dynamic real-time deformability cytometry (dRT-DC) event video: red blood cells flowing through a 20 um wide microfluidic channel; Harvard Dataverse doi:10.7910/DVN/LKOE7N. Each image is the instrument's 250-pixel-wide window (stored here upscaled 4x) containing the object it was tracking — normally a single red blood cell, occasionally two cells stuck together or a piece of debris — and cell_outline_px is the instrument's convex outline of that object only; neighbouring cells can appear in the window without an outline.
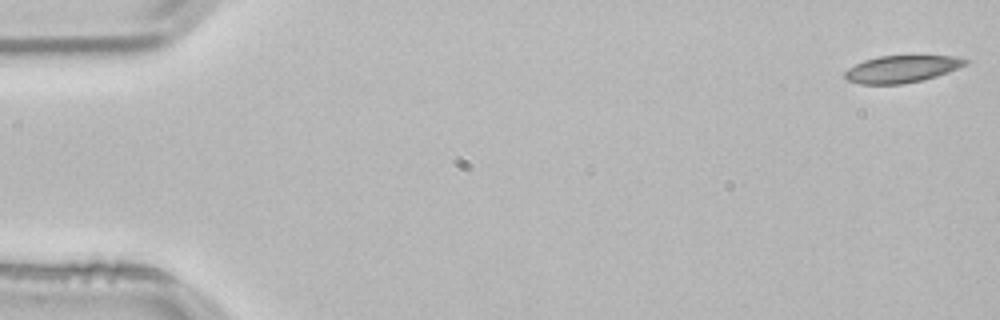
{"species": "common noctule bat (a hibernating species)", "species_latin": "Nyctalus noctula", "temperature_condition": "room temperature", "stored_images_in_passage": 53, "camera_frame_rate_fps": 3000, "um_per_image_px": 0.085, "animal": {"sex": "male", "body_mass_g": 21.5, "forearm_length_mm": 52.0}, "frame": {"image": 1, "passage_image": 1, "time_ms": 0.0, "image_size_px": [1000, 320], "cell_outline_px": [[968, 64], [948, 72], [936, 76], [920, 80], [900, 84], [860, 84], [848, 80], [844, 76], [844, 72], [848, 68], [864, 60], [880, 56], [956, 56], [968, 60]], "centroid_in_image_um": [76.64, 5.86], "position_along_channel_um": 8.4, "area_um2": 18.84}}
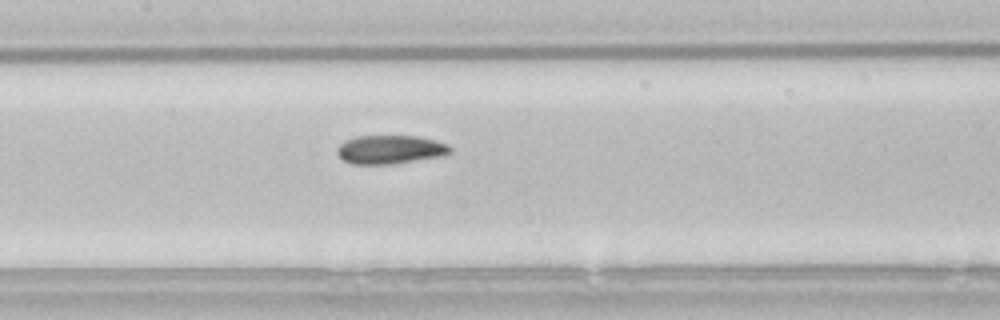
{"frame": {"image": 2, "passage_image": 25, "time_ms": 8.0, "image_size_px": [1000, 320], "cell_outline_px": [[452, 152], [444, 156], [392, 164], [352, 164], [344, 160], [336, 152], [336, 148], [344, 140], [356, 136], [416, 136], [436, 140], [448, 144], [452, 148]], "centroid_in_image_um": [33.19, 12.71], "position_along_channel_um": 174.2, "area_um2": 19.07}}
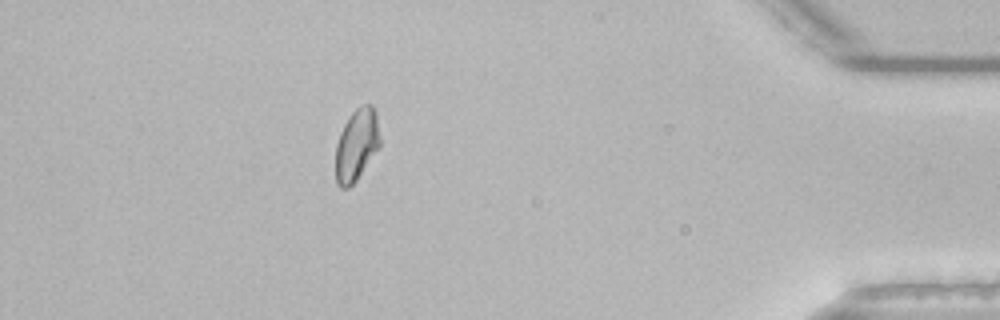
{"frame": {"image": 3, "passage_image": 47, "time_ms": 15.333, "image_size_px": [1000, 320], "cell_outline_px": [[380, 148], [356, 180], [348, 188], [340, 188], [336, 184], [336, 144], [340, 132], [348, 116], [360, 104], [372, 104], [376, 112], [380, 136]], "centroid_in_image_um": [30.32, 12.29], "position_along_channel_um": 404.9, "area_um2": 18.9}, "authors_computed_cell_mechanics": {"area_um2": 19.1896, "velocity_mm_per_s": 3.8276, "shape_relaxation_time_tau1_ms": 4.7448, "shape_relaxation_time_tau2_ms": 2.5157, "deformation_change_tau1": 0.1223, "deformation_change_tau2": 0.0841}}